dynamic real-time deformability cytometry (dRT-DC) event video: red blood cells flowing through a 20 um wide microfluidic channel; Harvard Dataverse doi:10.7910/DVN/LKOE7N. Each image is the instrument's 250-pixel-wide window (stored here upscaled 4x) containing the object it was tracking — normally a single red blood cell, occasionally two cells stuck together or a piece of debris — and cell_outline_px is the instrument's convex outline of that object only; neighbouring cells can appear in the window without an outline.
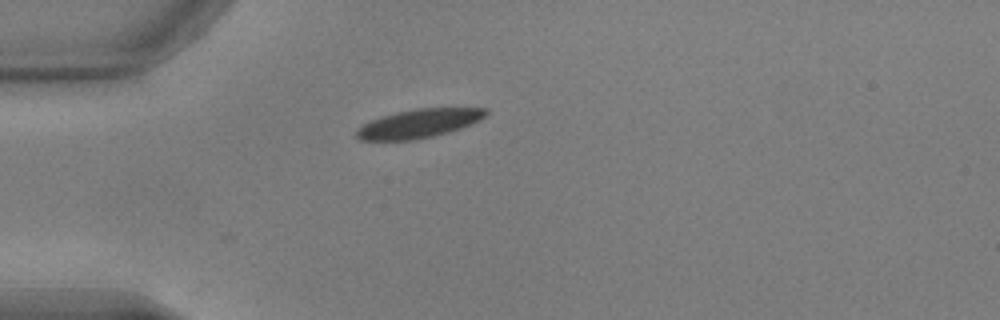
{"species": "common noctule bat (a hibernating species)", "species_latin": "Nyctalus noctula", "temperature_condition": "warm", "stored_images_in_passage": 33, "camera_frame_rate_fps": 3000, "um_per_image_px": 0.085, "animal": {"sex": "male", "body_mass_g": 17.9, "forearm_length_mm": 54.2}, "frame": {"image": 1, "passage_image": 1, "time_ms": 0.0, "image_size_px": [1000, 320], "cell_outline_px": [[488, 112], [480, 120], [460, 128], [448, 132], [416, 140], [360, 140], [356, 136], [356, 132], [364, 124], [372, 120], [396, 112], [416, 108], [488, 108]], "centroid_in_image_um": [35.63, 10.49], "position_along_channel_um": 49.4, "area_um2": 21.33}}
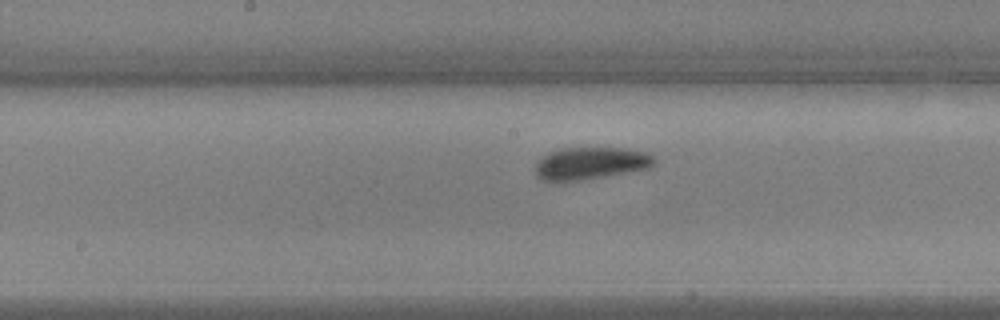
{"frame": {"image": 2, "passage_image": 14, "time_ms": 4.333, "image_size_px": [1000, 320], "cell_outline_px": [[656, 164], [652, 168], [580, 180], [540, 180], [536, 176], [536, 164], [548, 152], [560, 148], [628, 148], [644, 152], [656, 156]], "centroid_in_image_um": [50.27, 13.86], "position_along_channel_um": 197.9, "area_um2": 22.37}}
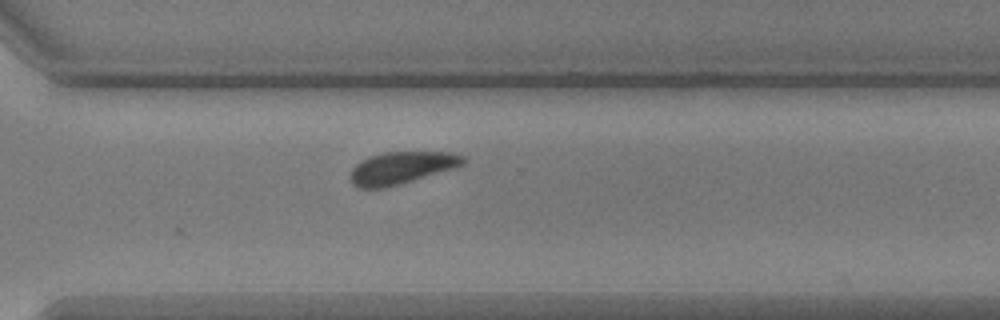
{"frame": {"image": 3, "passage_image": 25, "time_ms": 8.0, "image_size_px": [1000, 320], "cell_outline_px": [[468, 160], [464, 164], [452, 168], [400, 184], [384, 188], [360, 188], [352, 184], [348, 176], [352, 168], [360, 160], [384, 152], [452, 152], [464, 156]], "centroid_in_image_um": [34.1, 14.26], "position_along_channel_um": 336.5, "area_um2": 21.15}, "authors_computed_cell_mechanics": {"area_um2": 22.1952, "velocity_mm_per_s": 3.7827, "shape_relaxation_time_tau1_ms": 5.2399, "shape_relaxation_time_tau2_ms": null, "deformation_change_tau1": 0.1489, "deformation_change_tau2": null}}